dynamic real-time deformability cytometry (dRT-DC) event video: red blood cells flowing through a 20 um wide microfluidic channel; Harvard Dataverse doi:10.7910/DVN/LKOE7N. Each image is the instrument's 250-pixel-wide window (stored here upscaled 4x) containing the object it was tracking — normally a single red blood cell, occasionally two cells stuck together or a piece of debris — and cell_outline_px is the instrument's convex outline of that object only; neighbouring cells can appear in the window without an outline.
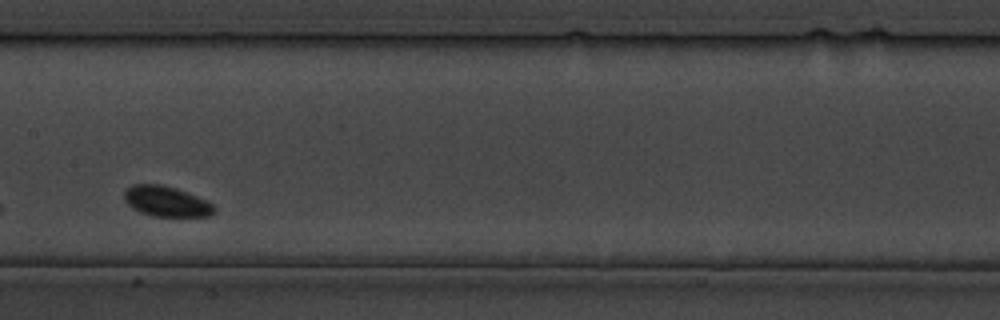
{"species": "common noctule bat (a hibernating species)", "species_latin": "Nyctalus noctula", "temperature_condition": "cold", "stored_images_in_passage": 22, "camera_frame_rate_fps": 3000, "um_per_image_px": 0.085, "animal": {"sex": "male", "body_mass_g": 19.5, "forearm_length_mm": 54.6}, "frame": {"image": 1, "passage_image": 10, "time_ms": 10.333, "image_size_px": [1000, 320], "cell_outline_px": [[216, 212], [208, 216], [152, 216], [140, 212], [132, 208], [124, 200], [124, 192], [132, 184], [164, 184], [176, 188], [196, 196], [212, 204], [216, 208]], "centroid_in_image_um": [14.12, 17.11], "position_along_channel_um": 193.3, "area_um2": 15.9}}